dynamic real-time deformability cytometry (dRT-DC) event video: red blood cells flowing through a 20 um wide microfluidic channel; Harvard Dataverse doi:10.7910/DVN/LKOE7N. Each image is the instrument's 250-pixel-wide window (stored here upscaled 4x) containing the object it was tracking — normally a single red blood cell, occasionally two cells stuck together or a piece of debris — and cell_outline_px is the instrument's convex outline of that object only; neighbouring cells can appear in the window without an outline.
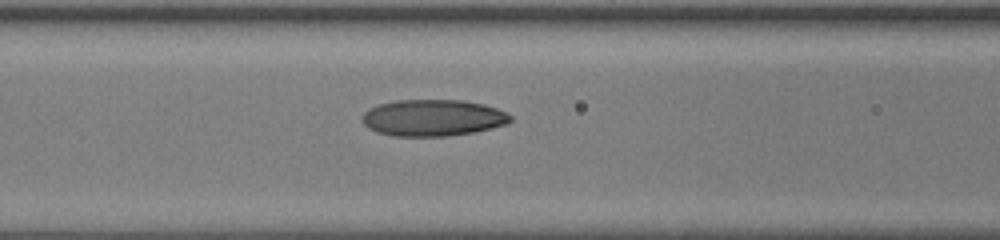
{"species": "human", "species_latin": "Homo sapiens", "temperature_condition": "room temperature", "stored_images_in_passage": 22, "camera_frame_rate_fps": 3000, "um_per_image_px": 0.085, "donor": {"sex": "female"}, "frame": {"image": 1, "passage_image": 18, "time_ms": 5.667, "image_size_px": [1000, 240], "cell_outline_px": [[512, 120], [508, 124], [472, 132], [448, 136], [392, 136], [376, 132], [368, 128], [360, 120], [360, 116], [368, 108], [380, 104], [396, 100], [464, 100], [484, 104], [496, 108], [512, 116]], "centroid_in_image_um": [36.75, 10.01], "position_along_channel_um": 129.8, "area_um2": 31.79}}
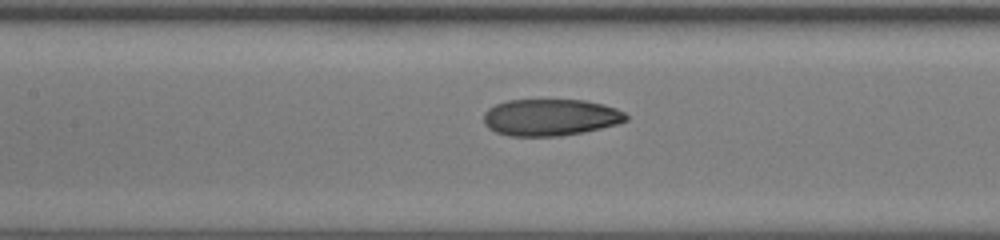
{"frame": {"image": 2, "passage_image": 20, "time_ms": 6.333, "image_size_px": [1000, 240], "cell_outline_px": [[628, 120], [616, 124], [584, 132], [560, 136], [508, 136], [496, 132], [488, 128], [484, 124], [484, 112], [488, 108], [496, 104], [508, 100], [584, 100], [604, 104], [616, 108], [624, 112], [628, 116]], "centroid_in_image_um": [46.77, 9.97], "position_along_channel_um": 160.6, "area_um2": 30.63}}